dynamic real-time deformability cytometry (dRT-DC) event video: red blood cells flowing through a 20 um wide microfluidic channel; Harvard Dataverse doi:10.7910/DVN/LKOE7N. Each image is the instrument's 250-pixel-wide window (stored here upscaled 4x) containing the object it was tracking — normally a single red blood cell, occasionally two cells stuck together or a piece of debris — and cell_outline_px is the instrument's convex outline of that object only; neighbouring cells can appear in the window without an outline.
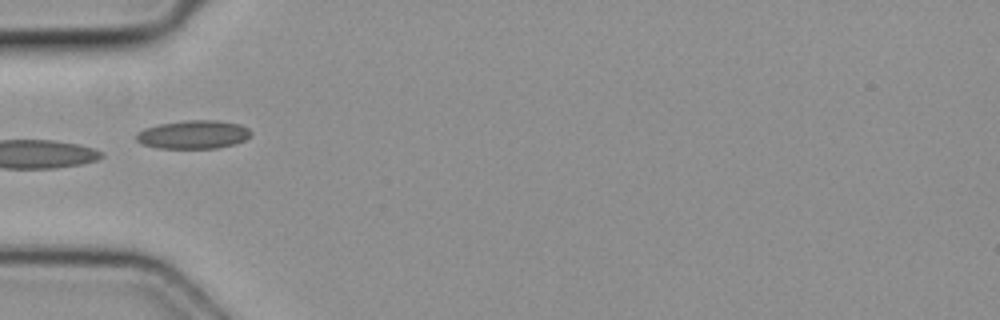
{"species": "common noctule bat (a hibernating species)", "species_latin": "Nyctalus noctula", "temperature_condition": "cold", "stored_images_in_passage": 3, "camera_frame_rate_fps": 3000, "um_per_image_px": 0.085, "animal": {"sex": "female", "body_mass_g": 19.3, "forearm_length_mm": 54.1}, "frame": {"image": 1, "passage_image": 3, "time_ms": 0.667, "image_size_px": [1000, 320], "cell_outline_px": [[252, 136], [244, 140], [232, 144], [216, 148], [160, 148], [140, 144], [136, 140], [136, 132], [144, 128], [160, 124], [188, 120], [216, 120], [240, 124], [248, 128], [252, 132]], "centroid_in_image_um": [16.43, 11.43], "position_along_channel_um": 68.6, "area_um2": 19.02}}